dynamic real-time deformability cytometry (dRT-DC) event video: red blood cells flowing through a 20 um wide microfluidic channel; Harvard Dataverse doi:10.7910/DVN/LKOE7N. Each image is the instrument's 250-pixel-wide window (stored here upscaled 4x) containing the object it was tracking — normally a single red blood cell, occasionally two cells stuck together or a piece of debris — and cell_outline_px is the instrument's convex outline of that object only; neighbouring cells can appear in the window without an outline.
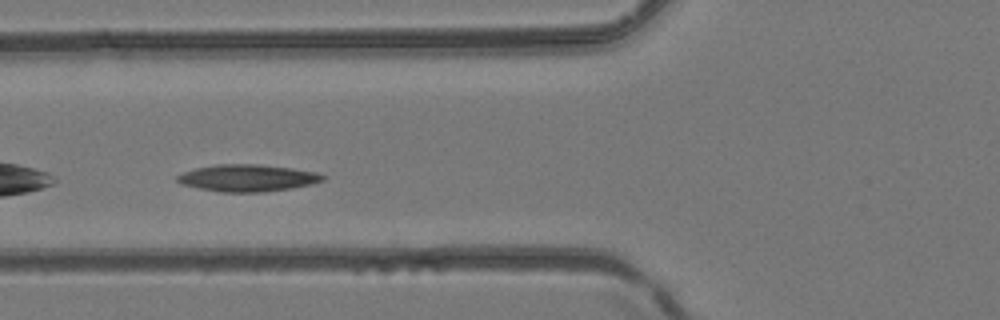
{"species": "common noctule bat (a hibernating species)", "species_latin": "Nyctalus noctula", "temperature_condition": "room temperature", "stored_images_in_passage": 27, "camera_frame_rate_fps": 3000, "um_per_image_px": 0.085, "animal": {"sex": "female", "body_mass_g": 24.6, "forearm_length_mm": 56.2}, "frame": {"image": 1, "passage_image": 7, "time_ms": 2.0, "image_size_px": [1000, 320], "cell_outline_px": [[324, 180], [312, 184], [292, 188], [264, 192], [220, 192], [180, 184], [176, 180], [176, 176], [184, 172], [196, 168], [216, 164], [256, 164], [292, 168], [320, 172], [324, 176]], "centroid_in_image_um": [21.05, 15.13], "position_along_channel_um": 104.7, "area_um2": 22.95}}
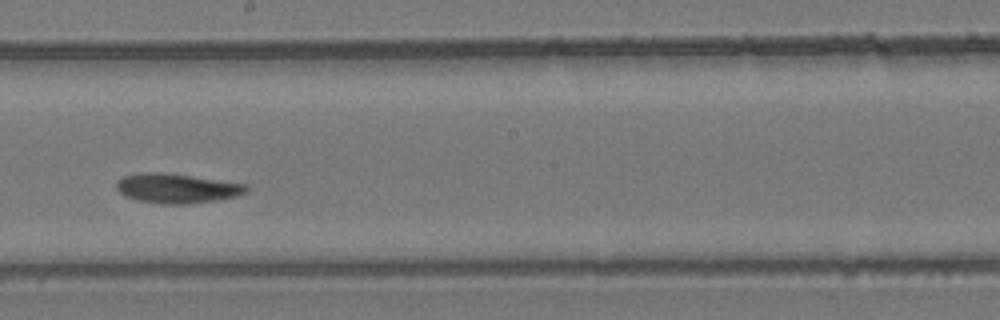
{"frame": {"image": 2, "passage_image": 15, "time_ms": 4.667, "image_size_px": [1000, 320], "cell_outline_px": [[248, 188], [244, 192], [236, 196], [216, 200], [184, 204], [164, 204], [140, 200], [124, 196], [116, 188], [116, 180], [124, 176], [140, 172], [164, 172], [244, 184]], "centroid_in_image_um": [14.95, 16.0], "position_along_channel_um": 233.2, "area_um2": 22.02}}
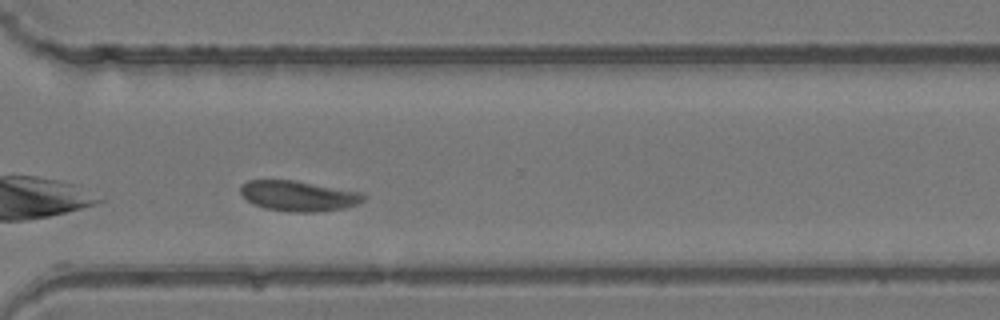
{"frame": {"image": 3, "passage_image": 22, "time_ms": 7.0, "image_size_px": [1000, 320], "cell_outline_px": [[368, 196], [364, 200], [356, 204], [344, 208], [316, 212], [288, 212], [264, 208], [248, 200], [240, 192], [240, 184], [248, 180], [296, 180], [364, 192]], "centroid_in_image_um": [25.42, 16.64], "position_along_channel_um": 345.2, "area_um2": 22.02}}